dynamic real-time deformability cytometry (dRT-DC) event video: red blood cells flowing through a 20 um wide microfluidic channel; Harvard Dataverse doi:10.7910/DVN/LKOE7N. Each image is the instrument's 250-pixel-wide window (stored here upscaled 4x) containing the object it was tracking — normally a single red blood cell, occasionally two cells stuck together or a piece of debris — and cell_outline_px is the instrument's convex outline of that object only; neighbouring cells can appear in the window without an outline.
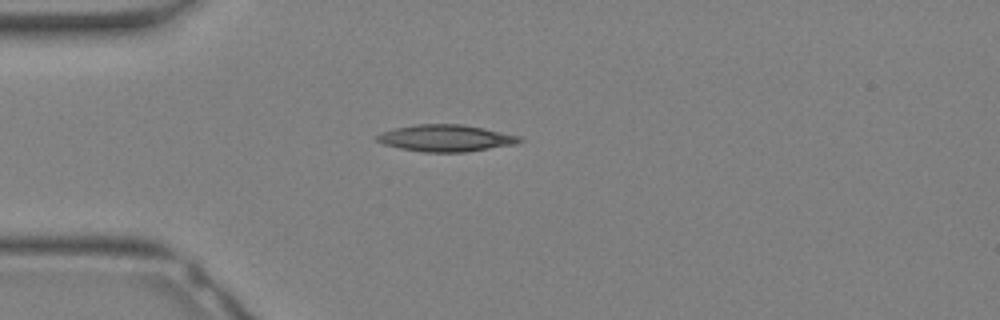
{"species": "Egyptian fruit bat (a non-hibernating species)", "species_latin": "Rousettus aegyptiacus", "temperature_condition": "warm", "stored_images_in_passage": 10, "camera_frame_rate_fps": 3000, "um_per_image_px": 0.085, "animal": {"sex": "female"}, "frame": {"image": 1, "passage_image": 1, "time_ms": 0.0, "image_size_px": [1000, 320], "cell_outline_px": [[524, 140], [516, 144], [464, 152], [424, 152], [400, 148], [384, 144], [376, 140], [376, 136], [384, 132], [396, 128], [416, 124], [464, 124], [484, 128], [520, 136]], "centroid_in_image_um": [37.93, 11.74], "position_along_channel_um": 47.1, "area_um2": 22.08}}
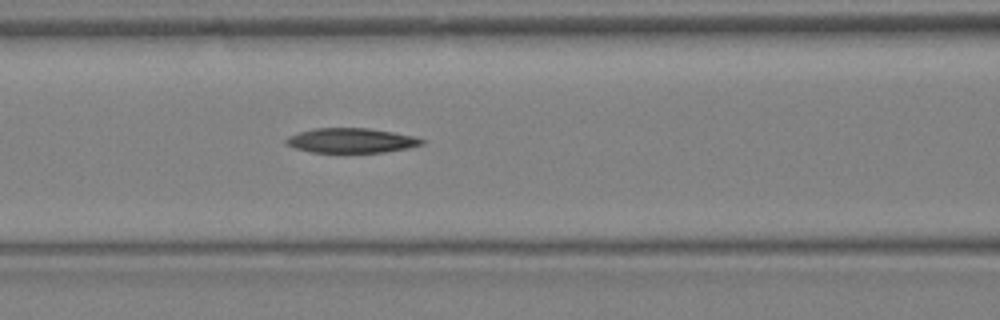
{"frame": {"image": 2, "passage_image": 6, "time_ms": 1.667, "image_size_px": [1000, 320], "cell_outline_px": [[424, 144], [408, 148], [384, 152], [312, 152], [296, 148], [284, 144], [284, 140], [288, 136], [300, 132], [316, 128], [368, 128], [416, 136], [424, 140]], "centroid_in_image_um": [29.86, 11.94], "position_along_channel_um": 136.7, "area_um2": 19.48}}
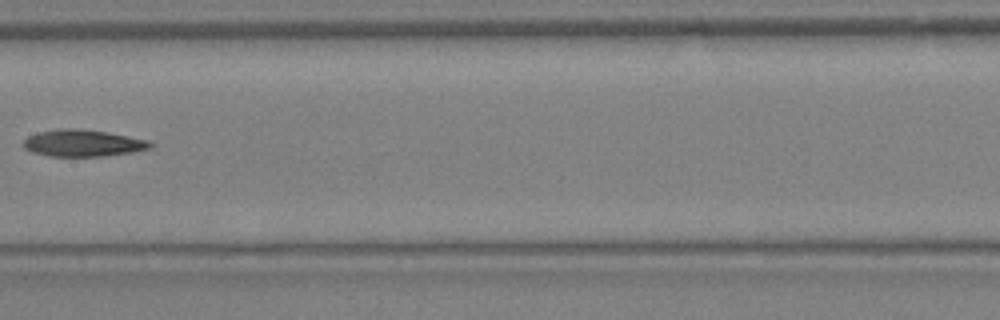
{"frame": {"image": 3, "passage_image": 9, "time_ms": 2.667, "image_size_px": [1000, 320], "cell_outline_px": [[156, 144], [152, 148], [132, 152], [104, 156], [48, 156], [32, 152], [24, 148], [20, 144], [28, 136], [40, 132], [60, 128], [76, 128], [108, 132], [148, 140]], "centroid_in_image_um": [7.05, 12.16], "position_along_channel_um": 200.3, "area_um2": 20.0}}